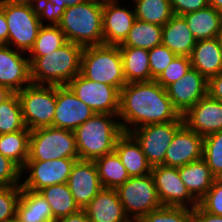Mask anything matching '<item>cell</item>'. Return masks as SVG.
Here are the masks:
<instances>
[{
  "label": "cell",
  "mask_w": 222,
  "mask_h": 222,
  "mask_svg": "<svg viewBox=\"0 0 222 222\" xmlns=\"http://www.w3.org/2000/svg\"><path fill=\"white\" fill-rule=\"evenodd\" d=\"M103 3L87 0L65 9L60 29L68 42L83 47L103 44Z\"/></svg>",
  "instance_id": "obj_4"
},
{
  "label": "cell",
  "mask_w": 222,
  "mask_h": 222,
  "mask_svg": "<svg viewBox=\"0 0 222 222\" xmlns=\"http://www.w3.org/2000/svg\"><path fill=\"white\" fill-rule=\"evenodd\" d=\"M21 169L0 153V186L21 185Z\"/></svg>",
  "instance_id": "obj_42"
},
{
  "label": "cell",
  "mask_w": 222,
  "mask_h": 222,
  "mask_svg": "<svg viewBox=\"0 0 222 222\" xmlns=\"http://www.w3.org/2000/svg\"><path fill=\"white\" fill-rule=\"evenodd\" d=\"M151 175L162 206L194 209L199 205V202L190 194L182 182L178 167L157 165L152 167Z\"/></svg>",
  "instance_id": "obj_13"
},
{
  "label": "cell",
  "mask_w": 222,
  "mask_h": 222,
  "mask_svg": "<svg viewBox=\"0 0 222 222\" xmlns=\"http://www.w3.org/2000/svg\"><path fill=\"white\" fill-rule=\"evenodd\" d=\"M94 162L103 188L117 189L130 178L115 150L98 157Z\"/></svg>",
  "instance_id": "obj_29"
},
{
  "label": "cell",
  "mask_w": 222,
  "mask_h": 222,
  "mask_svg": "<svg viewBox=\"0 0 222 222\" xmlns=\"http://www.w3.org/2000/svg\"><path fill=\"white\" fill-rule=\"evenodd\" d=\"M22 109L17 93H12L0 104V135L25 128Z\"/></svg>",
  "instance_id": "obj_35"
},
{
  "label": "cell",
  "mask_w": 222,
  "mask_h": 222,
  "mask_svg": "<svg viewBox=\"0 0 222 222\" xmlns=\"http://www.w3.org/2000/svg\"><path fill=\"white\" fill-rule=\"evenodd\" d=\"M67 85L77 98L95 113L118 115L120 90L117 87L91 81L81 73L76 75Z\"/></svg>",
  "instance_id": "obj_11"
},
{
  "label": "cell",
  "mask_w": 222,
  "mask_h": 222,
  "mask_svg": "<svg viewBox=\"0 0 222 222\" xmlns=\"http://www.w3.org/2000/svg\"><path fill=\"white\" fill-rule=\"evenodd\" d=\"M100 1L101 3H105V2H118V0H97Z\"/></svg>",
  "instance_id": "obj_54"
},
{
  "label": "cell",
  "mask_w": 222,
  "mask_h": 222,
  "mask_svg": "<svg viewBox=\"0 0 222 222\" xmlns=\"http://www.w3.org/2000/svg\"><path fill=\"white\" fill-rule=\"evenodd\" d=\"M217 40H218V43H219V47H220V50H221V53H222V27H221V30L220 32L218 33L217 35Z\"/></svg>",
  "instance_id": "obj_53"
},
{
  "label": "cell",
  "mask_w": 222,
  "mask_h": 222,
  "mask_svg": "<svg viewBox=\"0 0 222 222\" xmlns=\"http://www.w3.org/2000/svg\"><path fill=\"white\" fill-rule=\"evenodd\" d=\"M114 150L130 177L151 173L152 166L148 163L140 144L130 133L124 132L118 138Z\"/></svg>",
  "instance_id": "obj_23"
},
{
  "label": "cell",
  "mask_w": 222,
  "mask_h": 222,
  "mask_svg": "<svg viewBox=\"0 0 222 222\" xmlns=\"http://www.w3.org/2000/svg\"><path fill=\"white\" fill-rule=\"evenodd\" d=\"M190 222H222V216L206 212L200 205L192 209Z\"/></svg>",
  "instance_id": "obj_45"
},
{
  "label": "cell",
  "mask_w": 222,
  "mask_h": 222,
  "mask_svg": "<svg viewBox=\"0 0 222 222\" xmlns=\"http://www.w3.org/2000/svg\"><path fill=\"white\" fill-rule=\"evenodd\" d=\"M189 57L192 68L207 80L222 71V53L217 38L196 41Z\"/></svg>",
  "instance_id": "obj_24"
},
{
  "label": "cell",
  "mask_w": 222,
  "mask_h": 222,
  "mask_svg": "<svg viewBox=\"0 0 222 222\" xmlns=\"http://www.w3.org/2000/svg\"><path fill=\"white\" fill-rule=\"evenodd\" d=\"M192 209L186 207L162 206L140 217L135 222H190Z\"/></svg>",
  "instance_id": "obj_37"
},
{
  "label": "cell",
  "mask_w": 222,
  "mask_h": 222,
  "mask_svg": "<svg viewBox=\"0 0 222 222\" xmlns=\"http://www.w3.org/2000/svg\"><path fill=\"white\" fill-rule=\"evenodd\" d=\"M136 19L165 25L174 15L170 0H133Z\"/></svg>",
  "instance_id": "obj_33"
},
{
  "label": "cell",
  "mask_w": 222,
  "mask_h": 222,
  "mask_svg": "<svg viewBox=\"0 0 222 222\" xmlns=\"http://www.w3.org/2000/svg\"><path fill=\"white\" fill-rule=\"evenodd\" d=\"M192 68L190 57L176 56L170 65L155 79L163 88L175 83Z\"/></svg>",
  "instance_id": "obj_39"
},
{
  "label": "cell",
  "mask_w": 222,
  "mask_h": 222,
  "mask_svg": "<svg viewBox=\"0 0 222 222\" xmlns=\"http://www.w3.org/2000/svg\"><path fill=\"white\" fill-rule=\"evenodd\" d=\"M83 210L90 222H132L116 189L102 188Z\"/></svg>",
  "instance_id": "obj_21"
},
{
  "label": "cell",
  "mask_w": 222,
  "mask_h": 222,
  "mask_svg": "<svg viewBox=\"0 0 222 222\" xmlns=\"http://www.w3.org/2000/svg\"><path fill=\"white\" fill-rule=\"evenodd\" d=\"M79 158L72 130L42 127L30 131L27 161Z\"/></svg>",
  "instance_id": "obj_6"
},
{
  "label": "cell",
  "mask_w": 222,
  "mask_h": 222,
  "mask_svg": "<svg viewBox=\"0 0 222 222\" xmlns=\"http://www.w3.org/2000/svg\"><path fill=\"white\" fill-rule=\"evenodd\" d=\"M174 15L183 16L209 6V0H170Z\"/></svg>",
  "instance_id": "obj_44"
},
{
  "label": "cell",
  "mask_w": 222,
  "mask_h": 222,
  "mask_svg": "<svg viewBox=\"0 0 222 222\" xmlns=\"http://www.w3.org/2000/svg\"><path fill=\"white\" fill-rule=\"evenodd\" d=\"M199 205L206 212L222 216V178H216Z\"/></svg>",
  "instance_id": "obj_41"
},
{
  "label": "cell",
  "mask_w": 222,
  "mask_h": 222,
  "mask_svg": "<svg viewBox=\"0 0 222 222\" xmlns=\"http://www.w3.org/2000/svg\"><path fill=\"white\" fill-rule=\"evenodd\" d=\"M10 222H22V221L17 217H14Z\"/></svg>",
  "instance_id": "obj_55"
},
{
  "label": "cell",
  "mask_w": 222,
  "mask_h": 222,
  "mask_svg": "<svg viewBox=\"0 0 222 222\" xmlns=\"http://www.w3.org/2000/svg\"><path fill=\"white\" fill-rule=\"evenodd\" d=\"M119 2L103 3V44L120 45L132 28L136 16L134 10L121 7Z\"/></svg>",
  "instance_id": "obj_20"
},
{
  "label": "cell",
  "mask_w": 222,
  "mask_h": 222,
  "mask_svg": "<svg viewBox=\"0 0 222 222\" xmlns=\"http://www.w3.org/2000/svg\"><path fill=\"white\" fill-rule=\"evenodd\" d=\"M65 9L66 8H56L55 5L48 0H40L36 7L41 25H46L43 20L49 21L47 25H59Z\"/></svg>",
  "instance_id": "obj_43"
},
{
  "label": "cell",
  "mask_w": 222,
  "mask_h": 222,
  "mask_svg": "<svg viewBox=\"0 0 222 222\" xmlns=\"http://www.w3.org/2000/svg\"><path fill=\"white\" fill-rule=\"evenodd\" d=\"M184 124L205 137L222 130V102L204 96L183 115Z\"/></svg>",
  "instance_id": "obj_18"
},
{
  "label": "cell",
  "mask_w": 222,
  "mask_h": 222,
  "mask_svg": "<svg viewBox=\"0 0 222 222\" xmlns=\"http://www.w3.org/2000/svg\"><path fill=\"white\" fill-rule=\"evenodd\" d=\"M184 125L181 115L176 121L147 124L129 133L140 144L148 163L154 167L164 165L165 154L175 133Z\"/></svg>",
  "instance_id": "obj_10"
},
{
  "label": "cell",
  "mask_w": 222,
  "mask_h": 222,
  "mask_svg": "<svg viewBox=\"0 0 222 222\" xmlns=\"http://www.w3.org/2000/svg\"><path fill=\"white\" fill-rule=\"evenodd\" d=\"M11 48L6 44L0 47V85L17 93L32 83L30 62L22 56L24 52Z\"/></svg>",
  "instance_id": "obj_17"
},
{
  "label": "cell",
  "mask_w": 222,
  "mask_h": 222,
  "mask_svg": "<svg viewBox=\"0 0 222 222\" xmlns=\"http://www.w3.org/2000/svg\"><path fill=\"white\" fill-rule=\"evenodd\" d=\"M196 41L214 39L222 27V13L212 6L184 14Z\"/></svg>",
  "instance_id": "obj_26"
},
{
  "label": "cell",
  "mask_w": 222,
  "mask_h": 222,
  "mask_svg": "<svg viewBox=\"0 0 222 222\" xmlns=\"http://www.w3.org/2000/svg\"><path fill=\"white\" fill-rule=\"evenodd\" d=\"M203 142L204 137L184 124L166 150L164 165L181 167L203 158Z\"/></svg>",
  "instance_id": "obj_19"
},
{
  "label": "cell",
  "mask_w": 222,
  "mask_h": 222,
  "mask_svg": "<svg viewBox=\"0 0 222 222\" xmlns=\"http://www.w3.org/2000/svg\"><path fill=\"white\" fill-rule=\"evenodd\" d=\"M64 32L58 25H42L38 31L34 46L28 57H41L53 52L67 43Z\"/></svg>",
  "instance_id": "obj_34"
},
{
  "label": "cell",
  "mask_w": 222,
  "mask_h": 222,
  "mask_svg": "<svg viewBox=\"0 0 222 222\" xmlns=\"http://www.w3.org/2000/svg\"><path fill=\"white\" fill-rule=\"evenodd\" d=\"M116 191L126 215L132 222L162 207L151 173L130 177Z\"/></svg>",
  "instance_id": "obj_8"
},
{
  "label": "cell",
  "mask_w": 222,
  "mask_h": 222,
  "mask_svg": "<svg viewBox=\"0 0 222 222\" xmlns=\"http://www.w3.org/2000/svg\"><path fill=\"white\" fill-rule=\"evenodd\" d=\"M13 92H11L7 87L0 85V104L6 100Z\"/></svg>",
  "instance_id": "obj_51"
},
{
  "label": "cell",
  "mask_w": 222,
  "mask_h": 222,
  "mask_svg": "<svg viewBox=\"0 0 222 222\" xmlns=\"http://www.w3.org/2000/svg\"><path fill=\"white\" fill-rule=\"evenodd\" d=\"M83 46L67 42L41 57H28L31 82L37 85H67L81 72Z\"/></svg>",
  "instance_id": "obj_2"
},
{
  "label": "cell",
  "mask_w": 222,
  "mask_h": 222,
  "mask_svg": "<svg viewBox=\"0 0 222 222\" xmlns=\"http://www.w3.org/2000/svg\"><path fill=\"white\" fill-rule=\"evenodd\" d=\"M94 114L68 85L56 86V108L52 127L74 131Z\"/></svg>",
  "instance_id": "obj_14"
},
{
  "label": "cell",
  "mask_w": 222,
  "mask_h": 222,
  "mask_svg": "<svg viewBox=\"0 0 222 222\" xmlns=\"http://www.w3.org/2000/svg\"><path fill=\"white\" fill-rule=\"evenodd\" d=\"M126 83L151 81L149 50L136 47H119Z\"/></svg>",
  "instance_id": "obj_28"
},
{
  "label": "cell",
  "mask_w": 222,
  "mask_h": 222,
  "mask_svg": "<svg viewBox=\"0 0 222 222\" xmlns=\"http://www.w3.org/2000/svg\"><path fill=\"white\" fill-rule=\"evenodd\" d=\"M79 158H61L45 161H27L21 174L30 171L28 177L21 182V188L39 192L41 189L67 183L72 167Z\"/></svg>",
  "instance_id": "obj_12"
},
{
  "label": "cell",
  "mask_w": 222,
  "mask_h": 222,
  "mask_svg": "<svg viewBox=\"0 0 222 222\" xmlns=\"http://www.w3.org/2000/svg\"><path fill=\"white\" fill-rule=\"evenodd\" d=\"M80 73L91 81L111 85L119 90L127 84L119 45L84 47Z\"/></svg>",
  "instance_id": "obj_5"
},
{
  "label": "cell",
  "mask_w": 222,
  "mask_h": 222,
  "mask_svg": "<svg viewBox=\"0 0 222 222\" xmlns=\"http://www.w3.org/2000/svg\"><path fill=\"white\" fill-rule=\"evenodd\" d=\"M52 2L56 8H68L75 6L77 4H81L87 0H48Z\"/></svg>",
  "instance_id": "obj_49"
},
{
  "label": "cell",
  "mask_w": 222,
  "mask_h": 222,
  "mask_svg": "<svg viewBox=\"0 0 222 222\" xmlns=\"http://www.w3.org/2000/svg\"><path fill=\"white\" fill-rule=\"evenodd\" d=\"M5 44L0 40V47L4 46Z\"/></svg>",
  "instance_id": "obj_56"
},
{
  "label": "cell",
  "mask_w": 222,
  "mask_h": 222,
  "mask_svg": "<svg viewBox=\"0 0 222 222\" xmlns=\"http://www.w3.org/2000/svg\"><path fill=\"white\" fill-rule=\"evenodd\" d=\"M67 185L76 204L80 209H84L103 188L94 160H76Z\"/></svg>",
  "instance_id": "obj_16"
},
{
  "label": "cell",
  "mask_w": 222,
  "mask_h": 222,
  "mask_svg": "<svg viewBox=\"0 0 222 222\" xmlns=\"http://www.w3.org/2000/svg\"><path fill=\"white\" fill-rule=\"evenodd\" d=\"M203 159L216 178H222V130L204 137Z\"/></svg>",
  "instance_id": "obj_36"
},
{
  "label": "cell",
  "mask_w": 222,
  "mask_h": 222,
  "mask_svg": "<svg viewBox=\"0 0 222 222\" xmlns=\"http://www.w3.org/2000/svg\"><path fill=\"white\" fill-rule=\"evenodd\" d=\"M208 94L222 102V71L208 80Z\"/></svg>",
  "instance_id": "obj_46"
},
{
  "label": "cell",
  "mask_w": 222,
  "mask_h": 222,
  "mask_svg": "<svg viewBox=\"0 0 222 222\" xmlns=\"http://www.w3.org/2000/svg\"><path fill=\"white\" fill-rule=\"evenodd\" d=\"M176 58L166 46L158 45L149 50L151 80H155Z\"/></svg>",
  "instance_id": "obj_40"
},
{
  "label": "cell",
  "mask_w": 222,
  "mask_h": 222,
  "mask_svg": "<svg viewBox=\"0 0 222 222\" xmlns=\"http://www.w3.org/2000/svg\"><path fill=\"white\" fill-rule=\"evenodd\" d=\"M209 6L214 7L220 13H222V0H209Z\"/></svg>",
  "instance_id": "obj_52"
},
{
  "label": "cell",
  "mask_w": 222,
  "mask_h": 222,
  "mask_svg": "<svg viewBox=\"0 0 222 222\" xmlns=\"http://www.w3.org/2000/svg\"><path fill=\"white\" fill-rule=\"evenodd\" d=\"M161 44L169 48L176 56L189 57L191 55L196 40L183 16L173 15L163 25Z\"/></svg>",
  "instance_id": "obj_22"
},
{
  "label": "cell",
  "mask_w": 222,
  "mask_h": 222,
  "mask_svg": "<svg viewBox=\"0 0 222 222\" xmlns=\"http://www.w3.org/2000/svg\"><path fill=\"white\" fill-rule=\"evenodd\" d=\"M16 217L22 222H53L50 204L40 192L21 188Z\"/></svg>",
  "instance_id": "obj_27"
},
{
  "label": "cell",
  "mask_w": 222,
  "mask_h": 222,
  "mask_svg": "<svg viewBox=\"0 0 222 222\" xmlns=\"http://www.w3.org/2000/svg\"><path fill=\"white\" fill-rule=\"evenodd\" d=\"M8 24L3 9L0 7V40L4 43H8Z\"/></svg>",
  "instance_id": "obj_48"
},
{
  "label": "cell",
  "mask_w": 222,
  "mask_h": 222,
  "mask_svg": "<svg viewBox=\"0 0 222 222\" xmlns=\"http://www.w3.org/2000/svg\"><path fill=\"white\" fill-rule=\"evenodd\" d=\"M30 130H23L0 135V153L22 169L28 160Z\"/></svg>",
  "instance_id": "obj_32"
},
{
  "label": "cell",
  "mask_w": 222,
  "mask_h": 222,
  "mask_svg": "<svg viewBox=\"0 0 222 222\" xmlns=\"http://www.w3.org/2000/svg\"><path fill=\"white\" fill-rule=\"evenodd\" d=\"M40 0H0V3H9L15 5H27L37 7Z\"/></svg>",
  "instance_id": "obj_50"
},
{
  "label": "cell",
  "mask_w": 222,
  "mask_h": 222,
  "mask_svg": "<svg viewBox=\"0 0 222 222\" xmlns=\"http://www.w3.org/2000/svg\"><path fill=\"white\" fill-rule=\"evenodd\" d=\"M166 91L173 107L183 116L208 94V80L191 68L182 78L170 84Z\"/></svg>",
  "instance_id": "obj_15"
},
{
  "label": "cell",
  "mask_w": 222,
  "mask_h": 222,
  "mask_svg": "<svg viewBox=\"0 0 222 222\" xmlns=\"http://www.w3.org/2000/svg\"><path fill=\"white\" fill-rule=\"evenodd\" d=\"M118 115L95 113L73 132L81 160H95L114 151L118 138L124 133Z\"/></svg>",
  "instance_id": "obj_3"
},
{
  "label": "cell",
  "mask_w": 222,
  "mask_h": 222,
  "mask_svg": "<svg viewBox=\"0 0 222 222\" xmlns=\"http://www.w3.org/2000/svg\"><path fill=\"white\" fill-rule=\"evenodd\" d=\"M21 185L0 186V222H10L17 213Z\"/></svg>",
  "instance_id": "obj_38"
},
{
  "label": "cell",
  "mask_w": 222,
  "mask_h": 222,
  "mask_svg": "<svg viewBox=\"0 0 222 222\" xmlns=\"http://www.w3.org/2000/svg\"><path fill=\"white\" fill-rule=\"evenodd\" d=\"M22 117L27 129L34 130L53 124L56 108V86L31 83L17 92Z\"/></svg>",
  "instance_id": "obj_7"
},
{
  "label": "cell",
  "mask_w": 222,
  "mask_h": 222,
  "mask_svg": "<svg viewBox=\"0 0 222 222\" xmlns=\"http://www.w3.org/2000/svg\"><path fill=\"white\" fill-rule=\"evenodd\" d=\"M178 173L190 194L198 202L206 195L216 180L203 158L178 167Z\"/></svg>",
  "instance_id": "obj_25"
},
{
  "label": "cell",
  "mask_w": 222,
  "mask_h": 222,
  "mask_svg": "<svg viewBox=\"0 0 222 222\" xmlns=\"http://www.w3.org/2000/svg\"><path fill=\"white\" fill-rule=\"evenodd\" d=\"M8 24V46L28 52L34 46L41 22L35 7L0 3Z\"/></svg>",
  "instance_id": "obj_9"
},
{
  "label": "cell",
  "mask_w": 222,
  "mask_h": 222,
  "mask_svg": "<svg viewBox=\"0 0 222 222\" xmlns=\"http://www.w3.org/2000/svg\"><path fill=\"white\" fill-rule=\"evenodd\" d=\"M50 204L53 222L80 210L67 183L45 187L39 191Z\"/></svg>",
  "instance_id": "obj_31"
},
{
  "label": "cell",
  "mask_w": 222,
  "mask_h": 222,
  "mask_svg": "<svg viewBox=\"0 0 222 222\" xmlns=\"http://www.w3.org/2000/svg\"><path fill=\"white\" fill-rule=\"evenodd\" d=\"M54 222H90L83 209L78 212L56 219Z\"/></svg>",
  "instance_id": "obj_47"
},
{
  "label": "cell",
  "mask_w": 222,
  "mask_h": 222,
  "mask_svg": "<svg viewBox=\"0 0 222 222\" xmlns=\"http://www.w3.org/2000/svg\"><path fill=\"white\" fill-rule=\"evenodd\" d=\"M163 26L136 19L119 47H136L150 50L162 43Z\"/></svg>",
  "instance_id": "obj_30"
},
{
  "label": "cell",
  "mask_w": 222,
  "mask_h": 222,
  "mask_svg": "<svg viewBox=\"0 0 222 222\" xmlns=\"http://www.w3.org/2000/svg\"><path fill=\"white\" fill-rule=\"evenodd\" d=\"M180 116L166 89L155 80L127 83L120 90L118 118L123 132L147 124L176 121Z\"/></svg>",
  "instance_id": "obj_1"
}]
</instances>
